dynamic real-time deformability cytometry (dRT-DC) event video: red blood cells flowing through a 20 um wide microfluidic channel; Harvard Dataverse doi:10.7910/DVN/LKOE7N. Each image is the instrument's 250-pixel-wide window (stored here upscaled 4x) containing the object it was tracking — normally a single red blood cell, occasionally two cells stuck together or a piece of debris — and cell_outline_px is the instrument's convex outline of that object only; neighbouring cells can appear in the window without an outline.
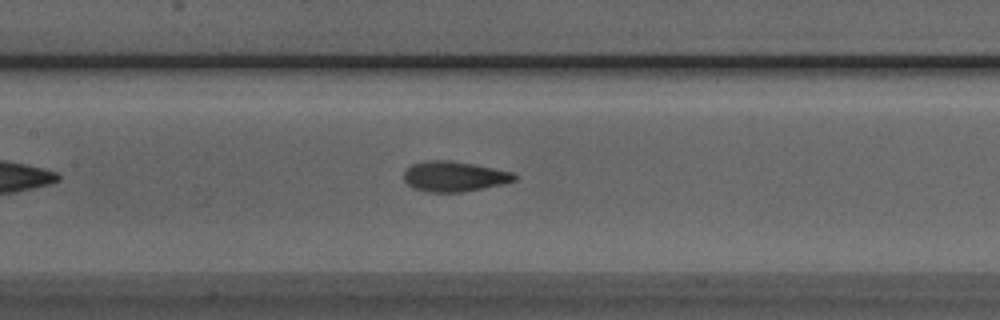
{"species": "Egyptian fruit bat (a non-hibernating species)", "species_latin": "Rousettus aegyptiacus", "temperature_condition": "room temperature", "stored_images_in_passage": 39, "camera_frame_rate_fps": 3000, "um_per_image_px": 0.085, "animal": {"sex": "male"}, "frame": {"image": 1, "passage_image": 14, "time_ms": 4.333, "image_size_px": [1000, 320], "cell_outline_px": [[516, 180], [500, 184], [460, 192], [424, 192], [412, 188], [404, 180], [404, 172], [412, 164], [424, 160], [448, 160], [472, 164], [512, 172], [516, 176]], "centroid_in_image_um": [38.54, 14.99], "position_along_channel_um": 168.9, "area_um2": 19.25}}
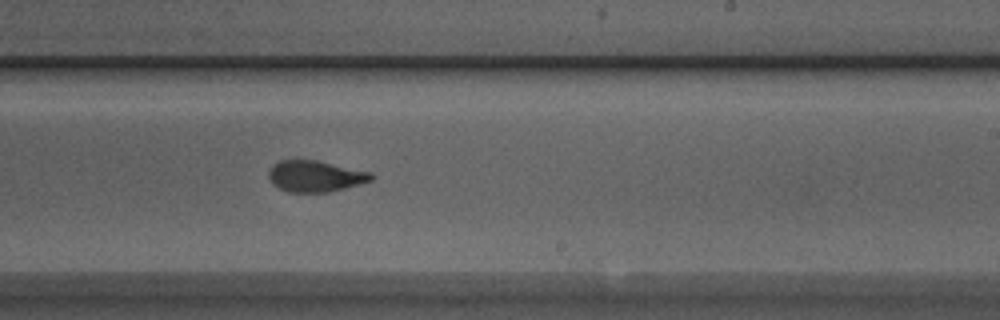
{"frame": {"image": 2, "passage_image": 21, "time_ms": 6.667, "image_size_px": [1000, 320], "cell_outline_px": [[376, 176], [372, 180], [344, 188], [328, 192], [288, 192], [272, 184], [268, 176], [268, 172], [272, 164], [280, 160], [316, 160], [372, 172]], "centroid_in_image_um": [26.79, 14.97], "position_along_channel_um": 262.2, "area_um2": 18.73}}
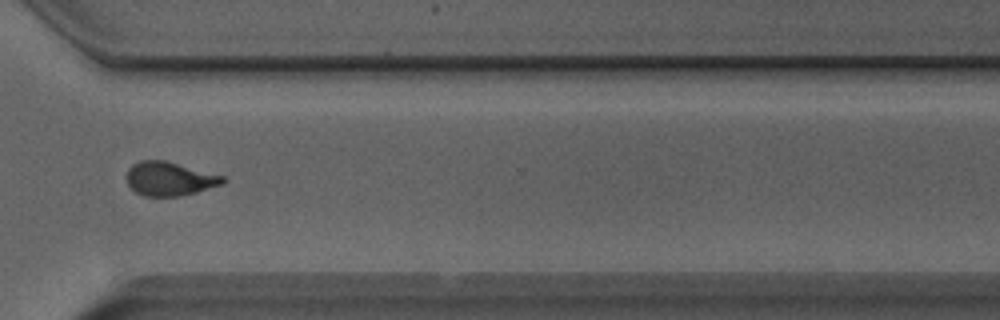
{"frame": {"image": 3, "passage_image": 28, "time_ms": 9.0, "image_size_px": [1000, 320], "cell_outline_px": [[224, 180], [220, 184], [196, 192], [180, 196], [144, 196], [136, 192], [128, 184], [124, 176], [128, 168], [132, 164], [140, 160], [164, 160], [224, 176]], "centroid_in_image_um": [14.33, 15.19], "position_along_channel_um": 356.3, "area_um2": 18.84}, "authors_computed_cell_mechanics": {"area_um2": 19.3052, "velocity_mm_per_s": 4.0285, "shape_relaxation_time_tau1_ms": 5.3409, "shape_relaxation_time_tau2_ms": 1.2108, "deformation_change_tau1": 0.1683, "deformation_change_tau2": 0.0858}}